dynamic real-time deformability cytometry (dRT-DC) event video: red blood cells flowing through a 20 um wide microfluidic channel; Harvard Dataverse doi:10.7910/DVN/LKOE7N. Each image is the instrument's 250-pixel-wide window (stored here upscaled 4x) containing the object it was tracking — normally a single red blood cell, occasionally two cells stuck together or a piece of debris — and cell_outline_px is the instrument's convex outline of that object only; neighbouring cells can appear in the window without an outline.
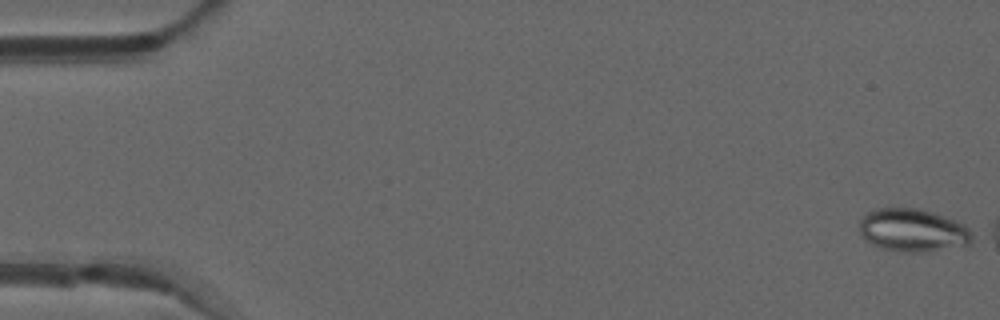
{"species": "common noctule bat (a hibernating species)", "species_latin": "Nyctalus noctula", "temperature_condition": "warm", "stored_images_in_passage": 7, "camera_frame_rate_fps": 3000, "um_per_image_px": 0.085, "animal": {"sex": "male", "forearm_length_mm": 52.5}, "frame": {"image": 1, "passage_image": 1, "time_ms": 0.0, "image_size_px": [1000, 320], "cell_outline_px": [[976, 236], [968, 244], [924, 252], [900, 252], [880, 248], [864, 240], [860, 232], [860, 220], [872, 208], [916, 208], [932, 212], [956, 220], [964, 224]], "centroid_in_image_um": [77.58, 19.57], "position_along_channel_um": 7.4, "area_um2": 28.38}}